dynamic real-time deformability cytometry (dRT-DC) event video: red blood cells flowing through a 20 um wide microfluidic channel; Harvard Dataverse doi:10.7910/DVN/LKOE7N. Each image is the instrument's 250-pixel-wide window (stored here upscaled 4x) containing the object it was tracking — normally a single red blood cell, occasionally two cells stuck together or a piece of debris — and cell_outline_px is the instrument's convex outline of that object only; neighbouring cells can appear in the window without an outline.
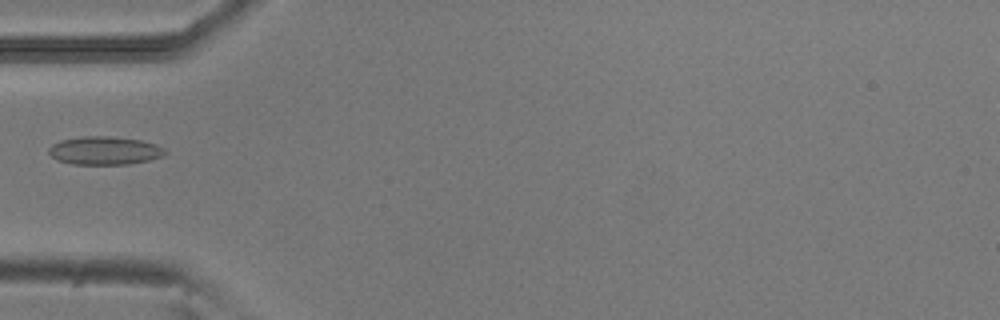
{"species": "common noctule bat (a hibernating species)", "species_latin": "Nyctalus noctula", "temperature_condition": "room temperature", "stored_images_in_passage": 6, "camera_frame_rate_fps": 3000, "um_per_image_px": 0.085, "animal": {"sex": "male", "body_mass_g": 20.5, "forearm_length_mm": 52.5}, "frame": {"image": 1, "passage_image": 4, "time_ms": 1.0, "image_size_px": [1000, 320], "cell_outline_px": [[168, 152], [164, 156], [148, 160], [128, 164], [72, 164], [56, 160], [48, 152], [48, 148], [52, 144], [60, 140], [80, 136], [108, 136], [140, 140], [156, 144], [164, 148]], "centroid_in_image_um": [8.88, 12.8], "position_along_channel_um": 76.1, "area_um2": 19.25}}
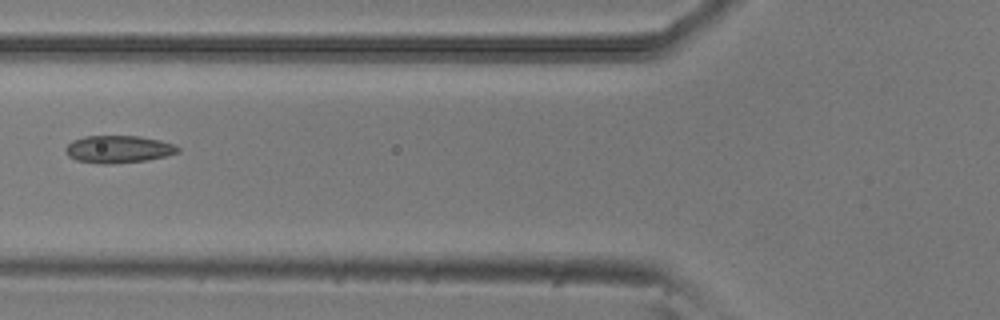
{"frame": {"image": 2, "passage_image": 5, "time_ms": 1.333, "image_size_px": [1000, 320], "cell_outline_px": [[180, 152], [148, 160], [112, 164], [100, 164], [76, 160], [68, 156], [64, 148], [72, 140], [84, 136], [140, 136], [160, 140], [172, 144], [180, 148]], "centroid_in_image_um": [10.04, 12.68], "position_along_channel_um": 115.8, "area_um2": 18.03}}
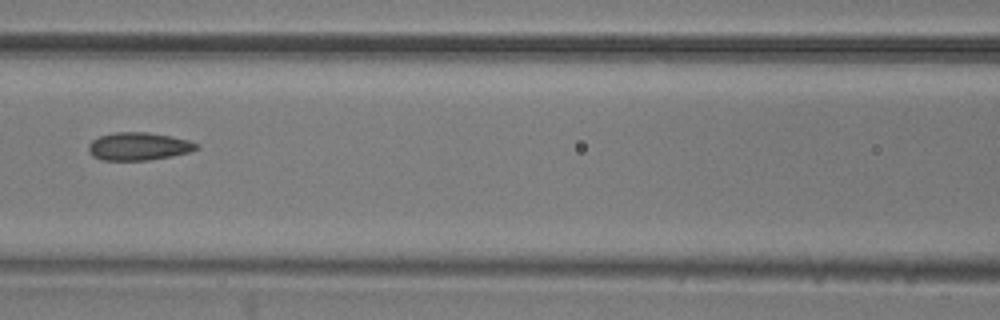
{"frame": {"image": 3, "passage_image": 6, "time_ms": 1.667, "image_size_px": [1000, 320], "cell_outline_px": [[200, 148], [188, 152], [172, 156], [148, 160], [100, 160], [92, 156], [88, 152], [88, 144], [92, 140], [100, 136], [116, 132], [148, 132], [172, 136], [188, 140], [200, 144]], "centroid_in_image_um": [11.78, 12.44], "position_along_channel_um": 154.8, "area_um2": 17.69}}